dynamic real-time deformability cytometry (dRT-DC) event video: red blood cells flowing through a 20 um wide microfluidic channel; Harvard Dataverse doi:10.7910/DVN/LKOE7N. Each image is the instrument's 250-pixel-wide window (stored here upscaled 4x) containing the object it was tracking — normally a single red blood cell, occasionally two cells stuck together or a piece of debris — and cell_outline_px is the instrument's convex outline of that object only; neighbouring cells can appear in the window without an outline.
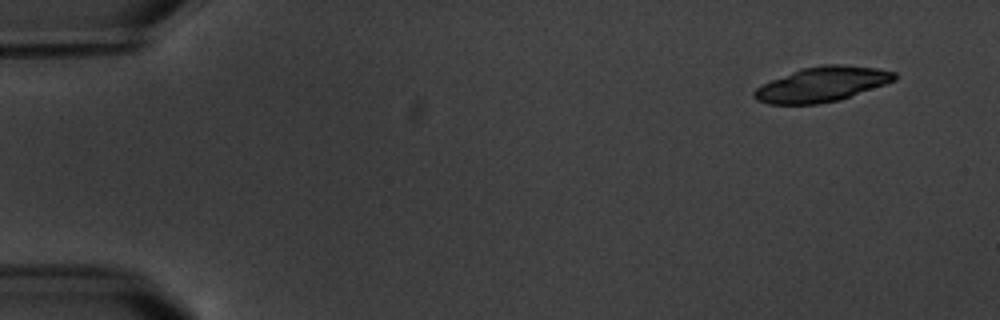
{"species": "common noctule bat (a hibernating species)", "species_latin": "Nyctalus noctula", "temperature_condition": "warm", "stored_images_in_passage": 6, "camera_frame_rate_fps": 3000, "um_per_image_px": 0.085, "animal": {"sex": "male", "body_mass_g": 20.1, "forearm_length_mm": 53.5}, "frame": {"image": 1, "passage_image": 1, "time_ms": 0.0, "image_size_px": [1000, 320], "cell_outline_px": [[896, 80], [840, 100], [820, 104], [768, 104], [756, 100], [752, 96], [752, 92], [756, 88], [772, 80], [800, 68], [824, 64], [840, 64], [876, 68], [896, 72]], "centroid_in_image_um": [69.86, 7.17], "position_along_channel_um": 15.1, "area_um2": 28.5}}